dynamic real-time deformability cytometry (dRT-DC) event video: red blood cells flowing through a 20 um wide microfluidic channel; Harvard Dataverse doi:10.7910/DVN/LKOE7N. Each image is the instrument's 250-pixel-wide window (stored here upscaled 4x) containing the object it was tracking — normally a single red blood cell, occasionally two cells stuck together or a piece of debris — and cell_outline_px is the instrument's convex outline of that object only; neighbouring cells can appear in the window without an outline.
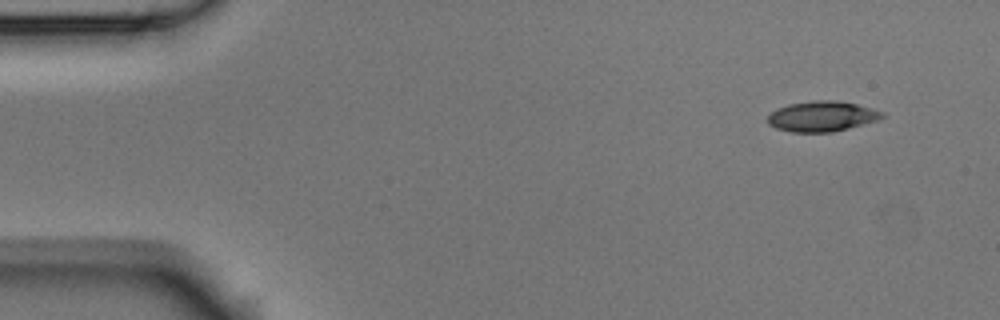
{"species": "Egyptian fruit bat (a non-hibernating species)", "species_latin": "Rousettus aegyptiacus", "temperature_condition": "room temperature", "stored_images_in_passage": 4, "camera_frame_rate_fps": 3000, "um_per_image_px": 0.085, "animal": {"sex": "male"}, "frame": {"image": 1, "passage_image": 1, "time_ms": 0.0, "image_size_px": [1000, 320], "cell_outline_px": [[884, 116], [876, 120], [848, 128], [832, 132], [792, 132], [776, 128], [768, 124], [768, 116], [776, 108], [788, 104], [816, 100], [836, 100], [856, 104], [884, 112]], "centroid_in_image_um": [69.83, 9.88], "position_along_channel_um": 15.2, "area_um2": 20.06}}
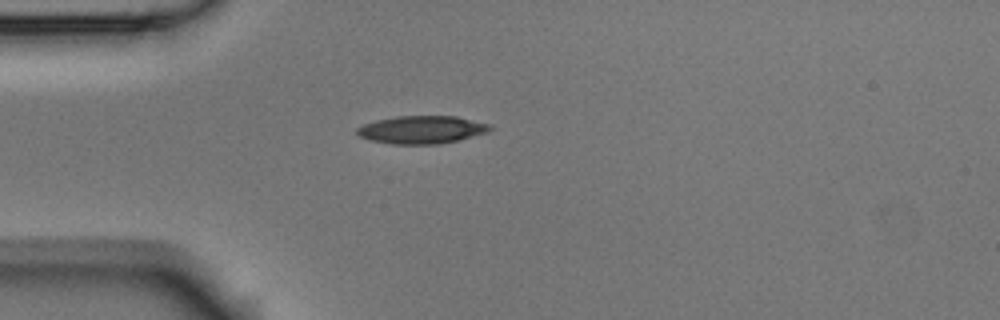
{"frame": {"image": 2, "passage_image": 4, "time_ms": 1.0, "image_size_px": [1000, 320], "cell_outline_px": [[492, 128], [488, 132], [460, 140], [440, 144], [392, 144], [372, 140], [360, 136], [356, 132], [356, 128], [364, 124], [376, 120], [396, 116], [456, 116], [488, 124]], "centroid_in_image_um": [35.85, 11.02], "position_along_channel_um": 49.2, "area_um2": 21.5}}